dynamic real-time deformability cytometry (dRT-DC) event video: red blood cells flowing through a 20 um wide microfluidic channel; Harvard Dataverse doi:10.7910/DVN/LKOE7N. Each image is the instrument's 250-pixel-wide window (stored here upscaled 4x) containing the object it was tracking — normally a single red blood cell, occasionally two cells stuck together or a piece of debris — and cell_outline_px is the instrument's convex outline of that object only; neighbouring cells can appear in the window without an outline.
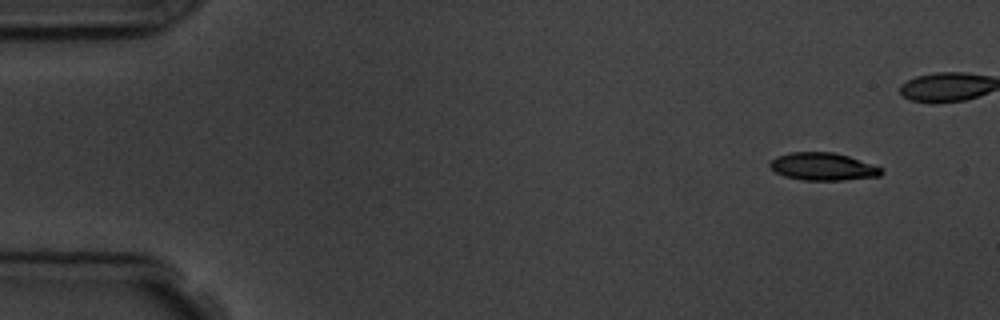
{"species": "common noctule bat (a hibernating species)", "species_latin": "Nyctalus noctula", "temperature_condition": "room temperature", "stored_images_in_passage": 6, "camera_frame_rate_fps": 3000, "um_per_image_px": 0.085, "animal": {"sex": "male", "body_mass_g": 19.5, "forearm_length_mm": 54.6}, "frame": {"image": 1, "passage_image": 1, "time_ms": 0.0, "image_size_px": [1000, 320], "cell_outline_px": [[884, 172], [880, 176], [844, 180], [804, 180], [784, 176], [776, 172], [768, 164], [776, 156], [792, 152], [832, 152], [848, 156], [872, 164], [880, 168]], "centroid_in_image_um": [69.95, 14.16], "position_along_channel_um": 15.1, "area_um2": 17.8}}